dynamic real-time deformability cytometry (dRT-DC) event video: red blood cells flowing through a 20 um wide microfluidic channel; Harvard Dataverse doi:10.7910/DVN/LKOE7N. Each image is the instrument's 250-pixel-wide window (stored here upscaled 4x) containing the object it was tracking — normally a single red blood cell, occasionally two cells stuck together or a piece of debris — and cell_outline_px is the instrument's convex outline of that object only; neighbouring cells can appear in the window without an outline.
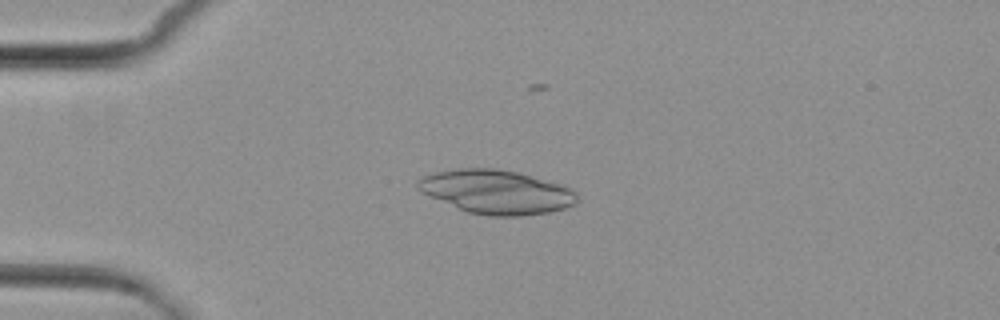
{"species": "common noctule bat (a hibernating species)", "species_latin": "Nyctalus noctula", "temperature_condition": "cold", "stored_images_in_passage": 4, "camera_frame_rate_fps": 3000, "um_per_image_px": 0.085, "animal": {"sex": "female", "body_mass_g": 29.2, "forearm_length_mm": 56.3}, "frame": {"image": 1, "passage_image": 3, "time_ms": 3.333, "image_size_px": [1000, 320], "cell_outline_px": [[576, 200], [572, 204], [564, 208], [548, 212], [520, 216], [488, 216], [468, 212], [420, 192], [416, 188], [416, 180], [424, 176], [436, 172], [460, 168], [496, 168], [516, 172], [560, 184], [576, 192]], "centroid_in_image_um": [42.14, 16.31], "position_along_channel_um": 42.9, "area_um2": 40.29}}